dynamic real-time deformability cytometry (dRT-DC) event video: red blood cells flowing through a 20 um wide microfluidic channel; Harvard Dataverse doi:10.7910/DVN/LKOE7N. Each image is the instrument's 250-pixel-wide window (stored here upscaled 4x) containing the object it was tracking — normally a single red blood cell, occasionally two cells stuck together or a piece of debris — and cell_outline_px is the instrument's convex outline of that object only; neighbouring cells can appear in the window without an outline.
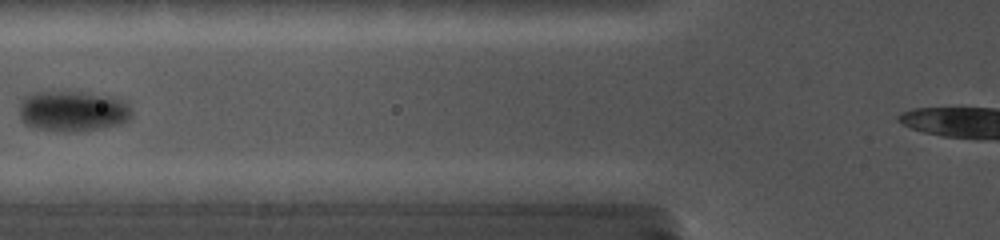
{"species": "common noctule bat (a hibernating species)", "species_latin": "Nyctalus noctula", "temperature_condition": "cold", "stored_images_in_passage": 3, "camera_frame_rate_fps": 5000, "um_per_image_px": 0.085, "animal": {"sex": "female", "body_mass_g": 19.0, "forearm_length_mm": 56.7}, "frame": {"image": 1, "passage_image": 3, "time_ms": 2.2, "image_size_px": [1000, 240], "cell_outline_px": [[132, 116], [128, 120], [116, 124], [100, 128], [76, 132], [60, 132], [32, 128], [24, 124], [20, 120], [20, 100], [24, 96], [32, 92], [64, 88], [112, 96], [124, 100], [128, 104], [132, 112]], "centroid_in_image_um": [6.12, 9.39], "position_along_channel_um": 119.7, "area_um2": 27.92}}